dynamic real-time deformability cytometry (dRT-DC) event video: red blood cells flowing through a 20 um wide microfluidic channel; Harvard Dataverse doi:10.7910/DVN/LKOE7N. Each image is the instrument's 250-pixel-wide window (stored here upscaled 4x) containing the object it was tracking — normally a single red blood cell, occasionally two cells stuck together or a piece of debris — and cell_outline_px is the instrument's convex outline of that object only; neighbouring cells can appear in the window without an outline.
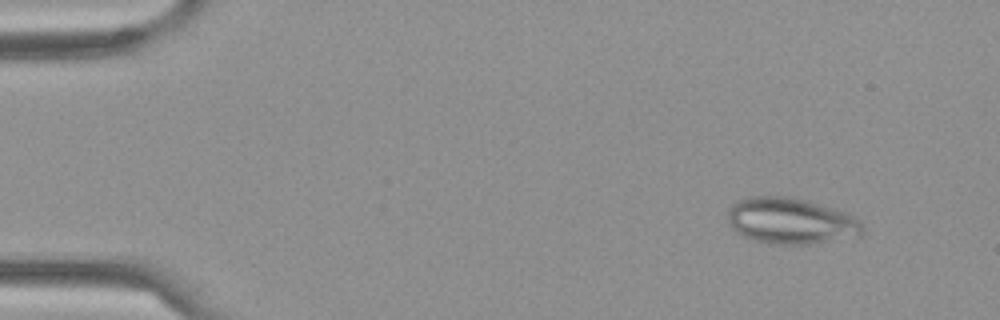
{"species": "Egyptian fruit bat (a non-hibernating species)", "species_latin": "Rousettus aegyptiacus", "temperature_condition": "cold", "stored_images_in_passage": 56, "camera_frame_rate_fps": 3000, "um_per_image_px": 0.085, "frame": {"image": 1, "passage_image": 2, "time_ms": 0.333, "image_size_px": [1000, 320], "cell_outline_px": [[864, 232], [860, 236], [808, 244], [780, 244], [752, 240], [736, 232], [728, 224], [728, 212], [732, 204], [748, 196], [788, 196], [808, 200], [832, 208], [852, 216], [860, 220], [864, 228]], "centroid_in_image_um": [67.21, 18.77], "position_along_channel_um": 17.8, "area_um2": 36.24}}
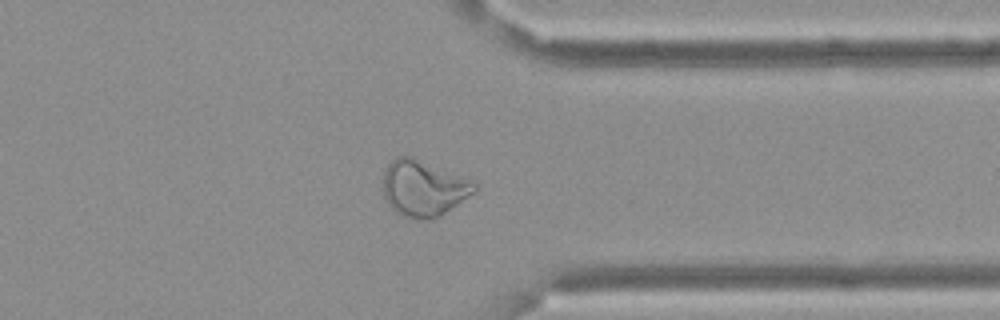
{"frame": {"image": 2, "passage_image": 43, "time_ms": 14.0, "image_size_px": [1000, 320], "cell_outline_px": [[476, 188], [468, 196], [440, 216], [432, 220], [400, 216], [388, 204], [384, 196], [384, 172], [388, 164], [396, 156], [408, 156], [468, 180], [476, 184]], "centroid_in_image_um": [35.92, 16.04], "position_along_channel_um": 375.5, "area_um2": 28.78}}
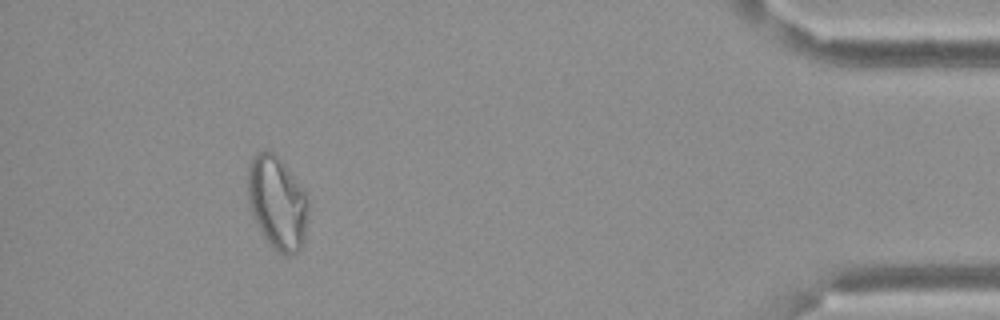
{"frame": {"image": 3, "passage_image": 51, "time_ms": 16.667, "image_size_px": [1000, 320], "cell_outline_px": [[308, 208], [304, 240], [300, 252], [292, 256], [284, 256], [272, 248], [268, 244], [260, 232], [252, 216], [248, 200], [248, 168], [252, 156], [256, 152], [268, 148], [284, 164], [304, 192]], "centroid_in_image_um": [23.53, 17.28], "position_along_channel_um": 411.7, "area_um2": 33.06}}